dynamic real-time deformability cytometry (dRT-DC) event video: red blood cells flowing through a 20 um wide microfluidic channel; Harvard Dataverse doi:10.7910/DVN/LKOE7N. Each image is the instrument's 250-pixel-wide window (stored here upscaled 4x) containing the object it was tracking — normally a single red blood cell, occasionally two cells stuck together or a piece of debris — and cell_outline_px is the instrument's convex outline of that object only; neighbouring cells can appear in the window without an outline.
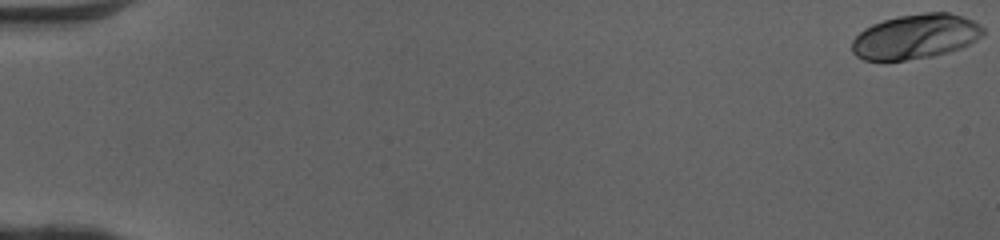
{"species": "human", "species_latin": "Homo sapiens", "temperature_condition": "cold", "stored_images_in_passage": 51, "camera_frame_rate_fps": 3000, "um_per_image_px": 0.085, "donor": {"sex": "female"}, "frame": {"image": 1, "passage_image": 1, "time_ms": 0.0, "image_size_px": [1000, 240], "cell_outline_px": [[984, 32], [976, 40], [960, 48], [948, 52], [932, 56], [904, 60], [864, 60], [856, 56], [852, 52], [852, 40], [864, 28], [872, 24], [884, 20], [900, 16], [924, 12], [948, 12], [972, 20], [980, 24], [984, 28]], "centroid_in_image_um": [77.81, 3.1], "position_along_channel_um": 7.2, "area_um2": 33.99}}
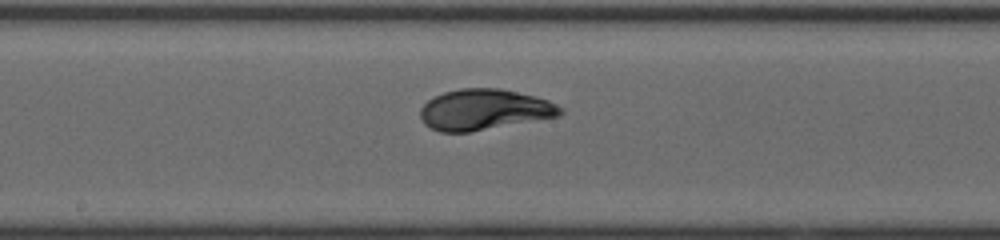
{"frame": {"image": 2, "passage_image": 29, "time_ms": 9.333, "image_size_px": [1000, 240], "cell_outline_px": [[564, 112], [560, 116], [468, 132], [440, 132], [424, 124], [420, 116], [420, 108], [428, 100], [444, 92], [460, 88], [500, 88], [548, 100], [564, 108]], "centroid_in_image_um": [41.16, 9.32], "position_along_channel_um": 207.0, "area_um2": 33.12}}
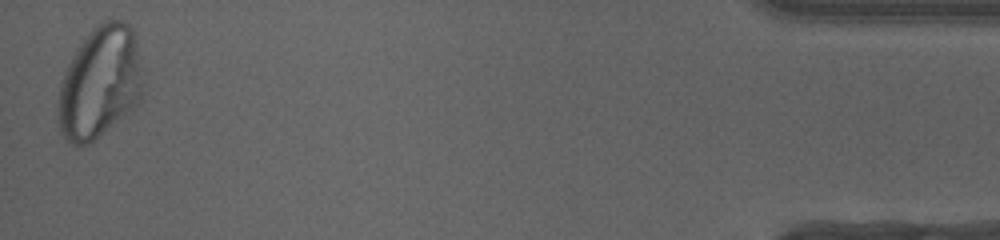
{"frame": {"image": 3, "passage_image": 51, "time_ms": 16.667, "image_size_px": [1000, 240], "cell_outline_px": [[140, 100], [132, 108], [88, 144], [76, 148], [60, 132], [60, 84], [64, 72], [76, 48], [92, 28], [96, 24], [104, 20], [120, 20], [128, 24], [132, 28], [136, 36], [140, 68]], "centroid_in_image_um": [8.47, 6.98], "position_along_channel_um": 426.7, "area_um2": 54.27}, "authors_computed_cell_mechanics": {"area_um2": 33.1772, "velocity_mm_per_s": 4.0808, "shape_relaxation_time_tau1_ms": 2.722, "shape_relaxation_time_tau2_ms": null, "deformation_change_tau1": 0.1741, "deformation_change_tau2": null}}